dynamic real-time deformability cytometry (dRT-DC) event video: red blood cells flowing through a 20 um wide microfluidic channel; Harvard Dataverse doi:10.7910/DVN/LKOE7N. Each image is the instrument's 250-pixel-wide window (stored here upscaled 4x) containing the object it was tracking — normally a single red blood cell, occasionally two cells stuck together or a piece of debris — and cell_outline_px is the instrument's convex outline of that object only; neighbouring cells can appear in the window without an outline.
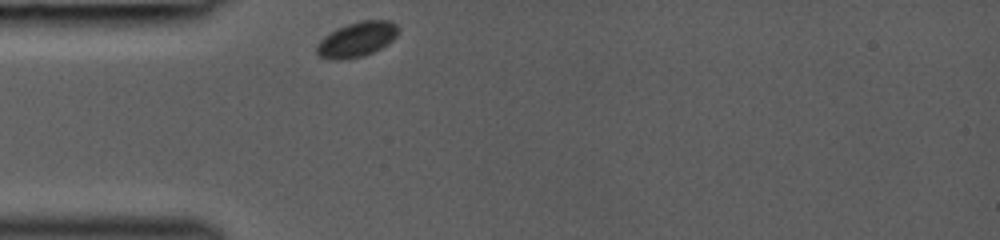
{"species": "common noctule bat (a hibernating species)", "species_latin": "Nyctalus noctula", "temperature_condition": "room temperature", "stored_images_in_passage": 28, "camera_frame_rate_fps": 3000, "um_per_image_px": 0.085, "animal": {"sex": "female", "body_mass_g": 19.0, "forearm_length_mm": 53.3}, "frame": {"image": 1, "passage_image": 1, "time_ms": 0.0, "image_size_px": [1000, 240], "cell_outline_px": [[396, 36], [392, 40], [380, 48], [364, 56], [344, 60], [328, 60], [320, 56], [316, 52], [316, 44], [324, 36], [348, 24], [364, 20], [388, 20], [396, 24]], "centroid_in_image_um": [30.28, 3.38], "position_along_channel_um": 54.7, "area_um2": 16.36}}
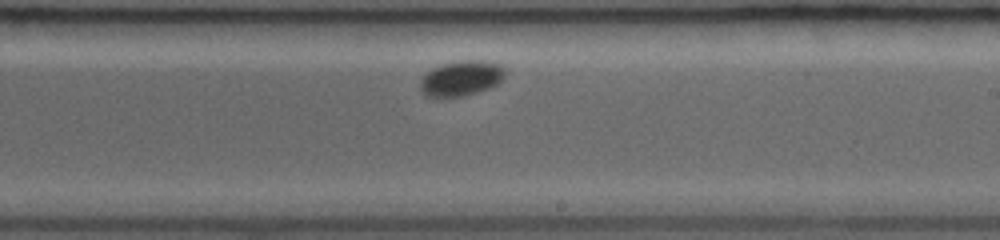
{"frame": {"image": 2, "passage_image": 16, "time_ms": 5.0, "image_size_px": [1000, 240], "cell_outline_px": [[508, 72], [504, 80], [488, 88], [464, 96], [424, 96], [420, 92], [420, 80], [432, 68], [444, 64], [460, 60], [484, 60], [500, 64]], "centroid_in_image_um": [39.25, 6.64], "position_along_channel_um": 249.8, "area_um2": 17.51}}
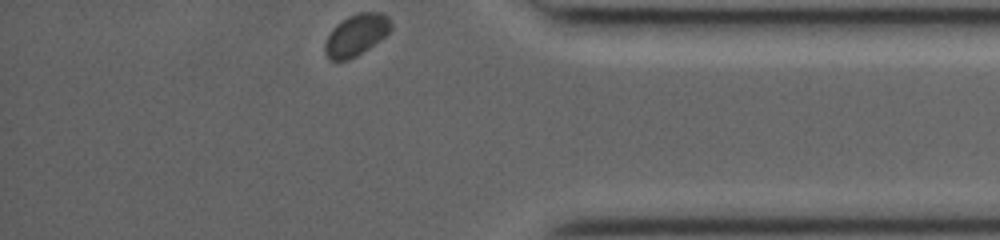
{"frame": {"image": 3, "passage_image": 28, "time_ms": 9.0, "image_size_px": [1000, 240], "cell_outline_px": [[392, 28], [380, 40], [356, 56], [348, 60], [328, 60], [324, 52], [324, 44], [332, 28], [336, 24], [348, 16], [360, 12], [380, 12], [388, 16], [392, 20]], "centroid_in_image_um": [30.27, 2.96], "position_along_channel_um": 404.9, "area_um2": 16.07}}